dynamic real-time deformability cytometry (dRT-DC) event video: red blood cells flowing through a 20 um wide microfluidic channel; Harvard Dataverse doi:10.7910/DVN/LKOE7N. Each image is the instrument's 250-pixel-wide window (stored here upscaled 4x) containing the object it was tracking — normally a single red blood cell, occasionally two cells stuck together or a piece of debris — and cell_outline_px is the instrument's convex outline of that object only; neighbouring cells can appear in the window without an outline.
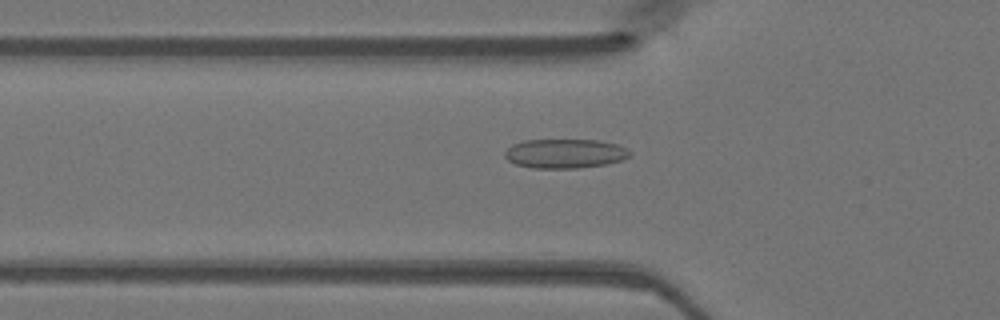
{"species": "Egyptian fruit bat (a non-hibernating species)", "species_latin": "Rousettus aegyptiacus", "temperature_condition": "warm", "stored_images_in_passage": 40, "camera_frame_rate_fps": 3000, "um_per_image_px": 0.085, "animal": {"sex": "female"}, "frame": {"image": 1, "passage_image": 8, "time_ms": 2.333, "image_size_px": [1000, 320], "cell_outline_px": [[632, 152], [628, 156], [620, 160], [604, 164], [576, 168], [532, 168], [516, 164], [508, 160], [504, 156], [504, 152], [512, 144], [524, 140], [600, 140], [620, 144], [628, 148]], "centroid_in_image_um": [48.02, 13.04], "position_along_channel_um": 77.8, "area_um2": 21.39}}
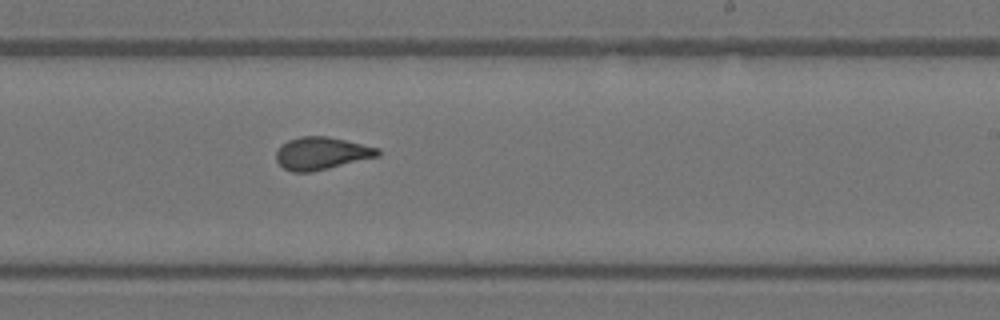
{"frame": {"image": 2, "passage_image": 21, "time_ms": 6.667, "image_size_px": [1000, 320], "cell_outline_px": [[380, 156], [312, 172], [292, 172], [284, 168], [276, 160], [276, 152], [280, 144], [288, 140], [300, 136], [328, 136], [380, 148]], "centroid_in_image_um": [27.32, 13.03], "position_along_channel_um": 261.7, "area_um2": 19.42}}
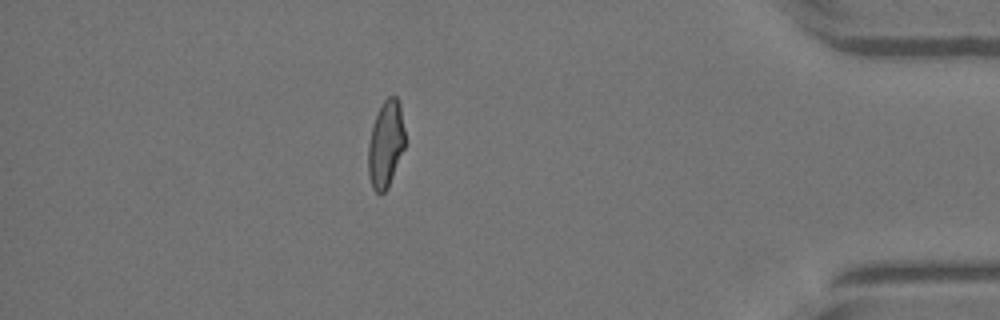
{"frame": {"image": 3, "passage_image": 34, "time_ms": 11.0, "image_size_px": [1000, 320], "cell_outline_px": [[404, 148], [388, 188], [380, 196], [372, 188], [368, 176], [368, 144], [372, 124], [384, 100], [388, 96], [396, 96], [400, 104], [404, 128]], "centroid_in_image_um": [32.77, 12.28], "position_along_channel_um": 402.4, "area_um2": 18.67}}